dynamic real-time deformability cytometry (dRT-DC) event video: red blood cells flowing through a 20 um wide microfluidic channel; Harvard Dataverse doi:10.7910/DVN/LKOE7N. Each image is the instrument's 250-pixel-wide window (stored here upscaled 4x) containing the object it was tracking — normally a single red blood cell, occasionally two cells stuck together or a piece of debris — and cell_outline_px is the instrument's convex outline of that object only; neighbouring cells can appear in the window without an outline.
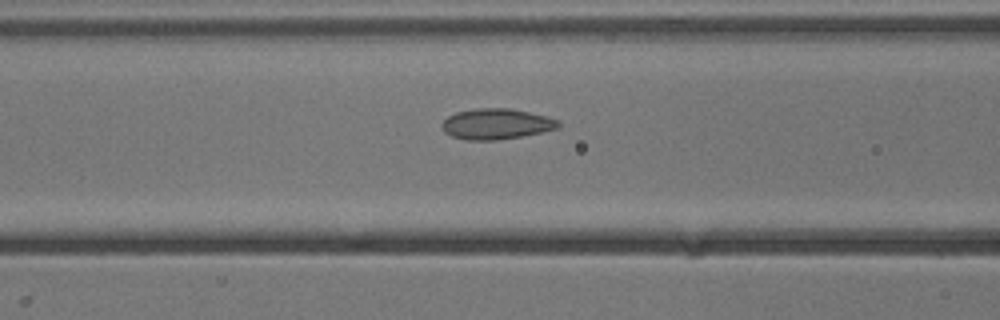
{"species": "common noctule bat (a hibernating species)", "species_latin": "Nyctalus noctula", "temperature_condition": "cold", "stored_images_in_passage": 31, "camera_frame_rate_fps": 3000, "um_per_image_px": 0.085, "animal": {"sex": "male", "body_mass_g": 13.3}, "frame": {"image": 1, "passage_image": 13, "time_ms": 4.0, "image_size_px": [1000, 320], "cell_outline_px": [[560, 124], [556, 128], [540, 132], [520, 136], [496, 140], [468, 140], [452, 136], [444, 132], [440, 124], [448, 116], [456, 112], [476, 108], [512, 108], [560, 120]], "centroid_in_image_um": [42.14, 10.53], "position_along_channel_um": 124.5, "area_um2": 20.63}}
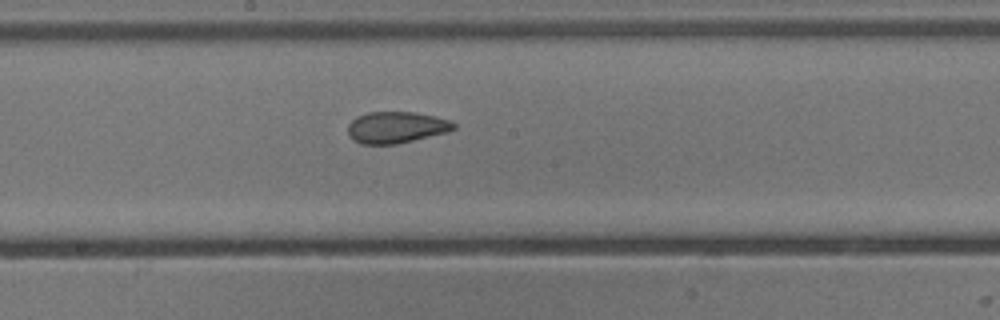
{"frame": {"image": 2, "passage_image": 20, "time_ms": 6.333, "image_size_px": [1000, 320], "cell_outline_px": [[456, 128], [448, 132], [396, 144], [360, 144], [352, 140], [348, 136], [348, 124], [356, 116], [368, 112], [416, 112], [452, 120], [456, 124]], "centroid_in_image_um": [33.67, 10.82], "position_along_channel_um": 214.5, "area_um2": 19.65}}
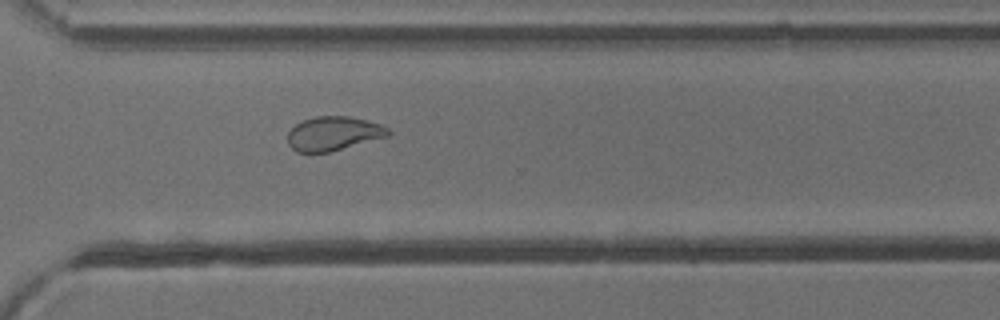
{"frame": {"image": 3, "passage_image": 30, "time_ms": 9.667, "image_size_px": [1000, 320], "cell_outline_px": [[392, 132], [388, 136], [328, 152], [296, 152], [288, 144], [288, 132], [296, 124], [304, 120], [316, 116], [348, 116], [380, 124], [388, 128]], "centroid_in_image_um": [28.33, 11.35], "position_along_channel_um": 342.3, "area_um2": 19.71}}